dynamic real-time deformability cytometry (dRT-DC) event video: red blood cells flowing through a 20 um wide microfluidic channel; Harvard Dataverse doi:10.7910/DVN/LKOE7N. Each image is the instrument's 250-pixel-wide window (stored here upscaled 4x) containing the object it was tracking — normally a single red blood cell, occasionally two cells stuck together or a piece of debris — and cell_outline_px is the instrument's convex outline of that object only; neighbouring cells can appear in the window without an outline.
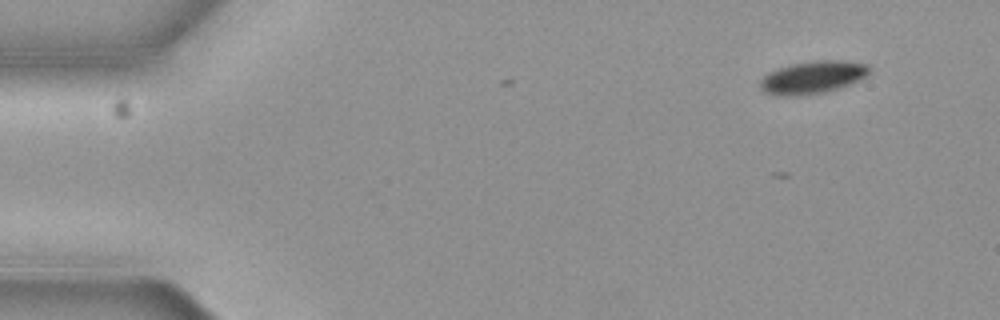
{"species": "common noctule bat (a hibernating species)", "species_latin": "Nyctalus noctula", "temperature_condition": "cold", "stored_images_in_passage": 3, "camera_frame_rate_fps": 3000, "um_per_image_px": 0.085, "animal": {"sex": "female", "body_mass_g": 19.3, "forearm_length_mm": 54.1}, "frame": {"image": 1, "passage_image": 1, "time_ms": 0.0, "image_size_px": [1000, 320], "cell_outline_px": [[868, 72], [860, 80], [840, 88], [824, 92], [800, 96], [776, 96], [764, 92], [760, 88], [760, 80], [768, 72], [776, 68], [792, 64], [812, 60], [840, 60], [868, 64]], "centroid_in_image_um": [69.03, 6.58], "position_along_channel_um": 16.0, "area_um2": 20.92}}